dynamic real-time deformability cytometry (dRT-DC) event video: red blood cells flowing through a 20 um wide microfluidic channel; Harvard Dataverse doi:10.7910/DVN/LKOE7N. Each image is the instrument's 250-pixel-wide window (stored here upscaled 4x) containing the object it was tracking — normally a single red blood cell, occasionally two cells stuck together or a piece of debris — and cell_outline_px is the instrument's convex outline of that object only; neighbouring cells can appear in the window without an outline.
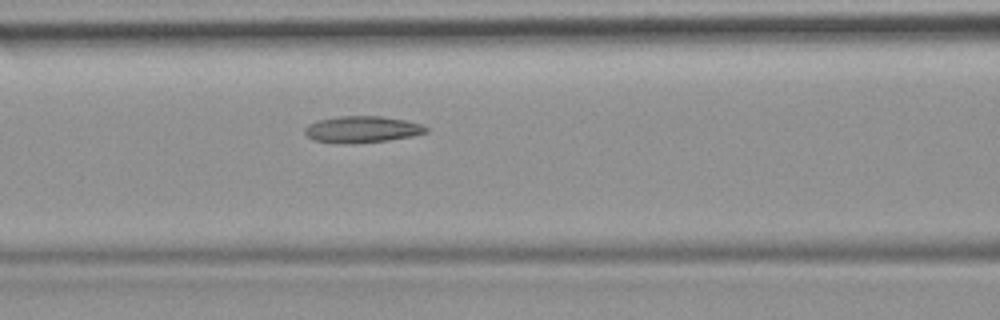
{"species": "common noctule bat (a hibernating species)", "species_latin": "Nyctalus noctula", "temperature_condition": "room temperature", "stored_images_in_passage": 51, "camera_frame_rate_fps": 3000, "um_per_image_px": 0.085, "animal": {"sex": "female", "body_mass_g": 19.9}, "frame": {"image": 1, "passage_image": 22, "time_ms": 7.0, "image_size_px": [1000, 320], "cell_outline_px": [[428, 132], [412, 136], [388, 140], [352, 144], [316, 140], [308, 136], [304, 132], [304, 128], [308, 124], [316, 120], [340, 116], [384, 116], [404, 120], [420, 124], [428, 128]], "centroid_in_image_um": [30.78, 10.99], "position_along_channel_um": 135.8, "area_um2": 18.67}, "authors_computed_cell_mechanics": {"area_um2": 18.7272, "velocity_mm_per_s": 3.9818, "shape_relaxation_time_tau1_ms": null, "shape_relaxation_time_tau2_ms": 4.6769, "deformation_change_tau1": null, "deformation_change_tau2": 0.123}}